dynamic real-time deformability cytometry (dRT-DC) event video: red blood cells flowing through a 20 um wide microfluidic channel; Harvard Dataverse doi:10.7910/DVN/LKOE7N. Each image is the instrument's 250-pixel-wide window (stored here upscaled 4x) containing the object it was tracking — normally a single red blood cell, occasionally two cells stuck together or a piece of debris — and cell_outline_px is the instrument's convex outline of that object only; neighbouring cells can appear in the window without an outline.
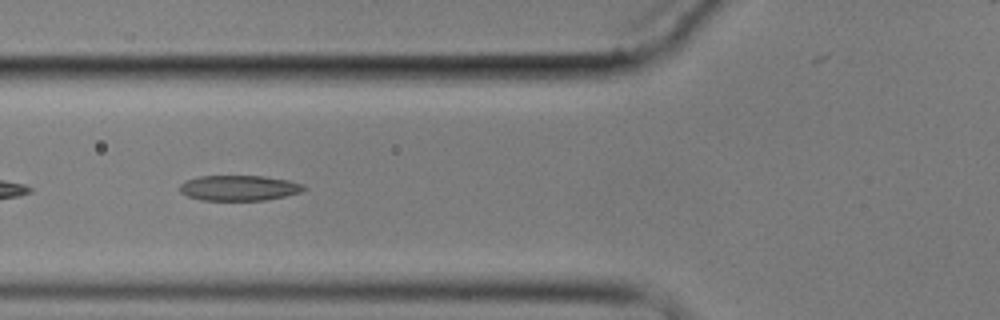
{"species": "common noctule bat (a hibernating species)", "species_latin": "Nyctalus noctula", "temperature_condition": "cold", "stored_images_in_passage": 6, "camera_frame_rate_fps": 3000, "um_per_image_px": 0.085, "animal": {"sex": "male", "body_mass_g": 17.9}, "frame": {"image": 1, "passage_image": 5, "time_ms": 6.0, "image_size_px": [1000, 320], "cell_outline_px": [[308, 188], [300, 192], [284, 196], [264, 200], [200, 200], [188, 196], [180, 192], [180, 184], [188, 180], [200, 176], [264, 176], [288, 180], [304, 184]], "centroid_in_image_um": [20.34, 15.97], "position_along_channel_um": 105.5, "area_um2": 18.26}}
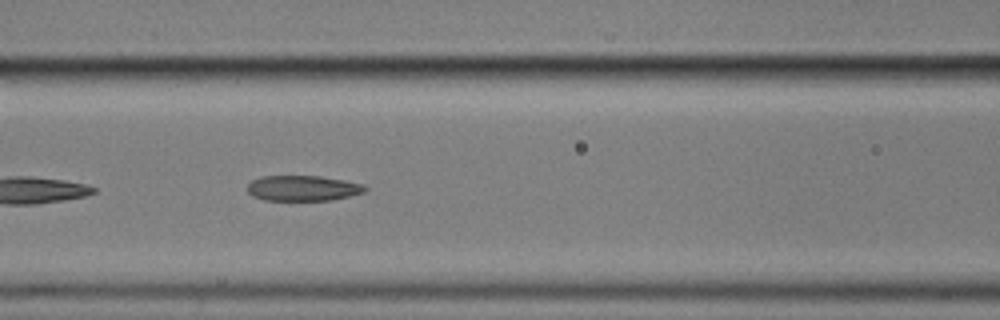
{"frame": {"image": 2, "passage_image": 6, "time_ms": 7.0, "image_size_px": [1000, 320], "cell_outline_px": [[368, 188], [364, 192], [332, 200], [264, 200], [252, 196], [248, 192], [248, 184], [252, 180], [260, 176], [320, 176], [344, 180], [364, 184]], "centroid_in_image_um": [25.74, 15.99], "position_along_channel_um": 140.9, "area_um2": 17.46}}